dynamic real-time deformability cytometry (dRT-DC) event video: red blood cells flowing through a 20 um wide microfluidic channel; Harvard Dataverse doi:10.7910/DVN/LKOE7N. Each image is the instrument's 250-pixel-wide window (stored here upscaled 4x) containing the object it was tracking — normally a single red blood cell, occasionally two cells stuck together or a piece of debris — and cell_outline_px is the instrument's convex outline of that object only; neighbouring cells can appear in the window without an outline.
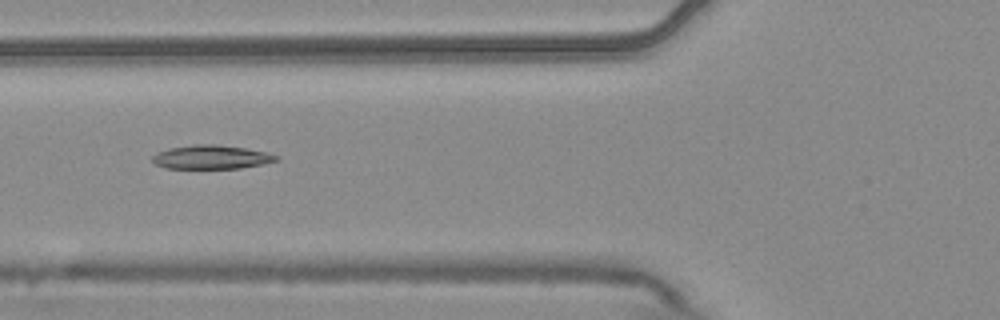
{"species": "common noctule bat (a hibernating species)", "species_latin": "Nyctalus noctula", "temperature_condition": "warm", "stored_images_in_passage": 4, "camera_frame_rate_fps": 3000, "um_per_image_px": 0.085, "animal": {"sex": "male", "body_mass_g": 20.4}, "frame": {"image": 1, "passage_image": 2, "time_ms": 0.333, "image_size_px": [1000, 320], "cell_outline_px": [[280, 160], [240, 168], [164, 168], [156, 164], [152, 160], [152, 156], [156, 152], [168, 148], [192, 144], [216, 144], [244, 148], [264, 152], [276, 156]], "centroid_in_image_um": [17.89, 13.34], "position_along_channel_um": 107.9, "area_um2": 17.05}}
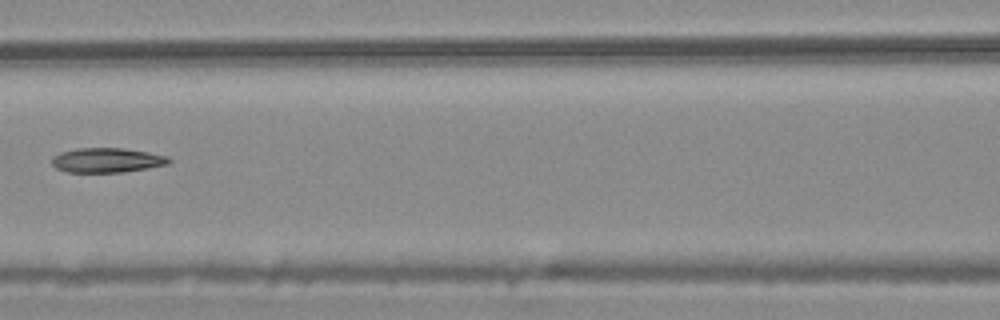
{"frame": {"image": 2, "passage_image": 3, "time_ms": 0.667, "image_size_px": [1000, 320], "cell_outline_px": [[172, 160], [168, 164], [148, 168], [124, 172], [68, 172], [56, 168], [52, 164], [52, 156], [60, 152], [76, 148], [124, 148], [148, 152], [168, 156]], "centroid_in_image_um": [9.09, 13.61], "position_along_channel_um": 157.5, "area_um2": 16.88}}
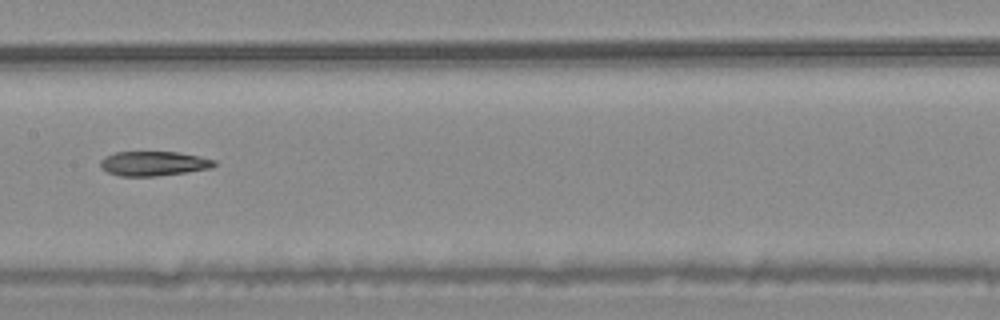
{"frame": {"image": 3, "passage_image": 4, "time_ms": 1.0, "image_size_px": [1000, 320], "cell_outline_px": [[216, 164], [212, 168], [156, 176], [120, 176], [108, 172], [100, 168], [100, 160], [104, 156], [116, 152], [176, 152], [200, 156], [216, 160]], "centroid_in_image_um": [13.04, 13.89], "position_along_channel_um": 194.4, "area_um2": 16.3}}